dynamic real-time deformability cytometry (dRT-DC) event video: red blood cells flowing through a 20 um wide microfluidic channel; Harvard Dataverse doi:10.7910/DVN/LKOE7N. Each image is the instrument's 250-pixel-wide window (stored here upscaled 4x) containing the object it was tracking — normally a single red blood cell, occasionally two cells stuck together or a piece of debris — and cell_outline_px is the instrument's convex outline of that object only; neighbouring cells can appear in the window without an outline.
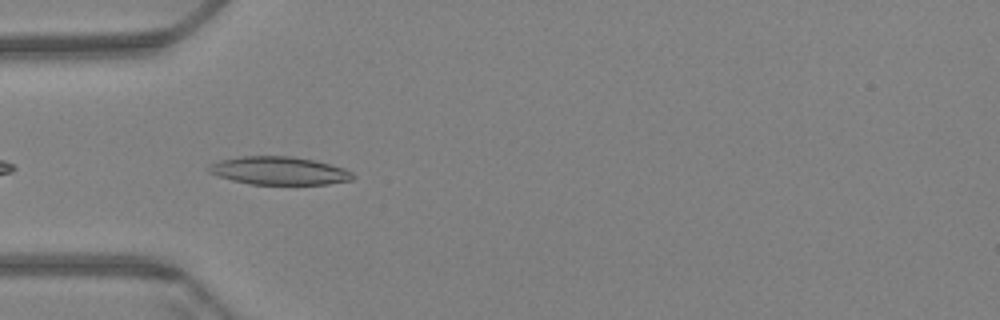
{"species": "Egyptian fruit bat (a non-hibernating species)", "species_latin": "Rousettus aegyptiacus", "temperature_condition": "warm", "stored_images_in_passage": 5, "camera_frame_rate_fps": 3000, "um_per_image_px": 0.085, "animal": {"sex": "female"}, "frame": {"image": 1, "passage_image": 3, "time_ms": 0.667, "image_size_px": [1000, 320], "cell_outline_px": [[356, 176], [352, 180], [328, 184], [252, 184], [232, 180], [208, 172], [208, 168], [212, 164], [220, 160], [240, 156], [292, 156], [312, 160], [344, 168], [352, 172]], "centroid_in_image_um": [23.75, 14.51], "position_along_channel_um": 61.3, "area_um2": 23.35}}